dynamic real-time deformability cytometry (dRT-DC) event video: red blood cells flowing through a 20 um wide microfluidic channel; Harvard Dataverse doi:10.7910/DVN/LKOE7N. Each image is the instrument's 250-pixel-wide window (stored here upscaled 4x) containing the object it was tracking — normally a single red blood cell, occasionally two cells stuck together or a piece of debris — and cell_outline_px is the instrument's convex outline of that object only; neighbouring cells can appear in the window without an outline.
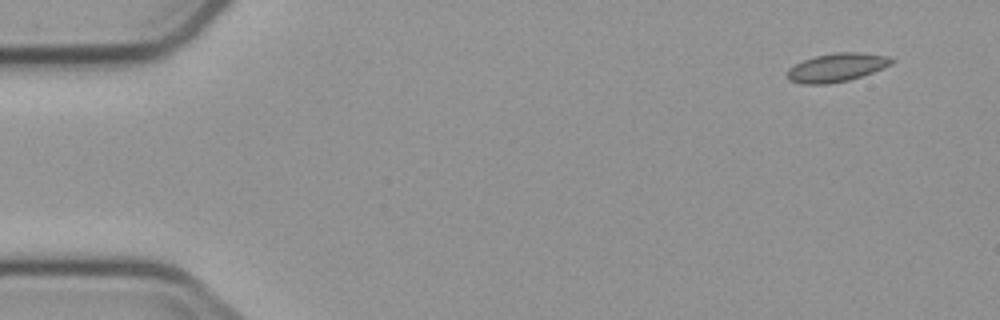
{"species": "common noctule bat (a hibernating species)", "species_latin": "Nyctalus noctula", "temperature_condition": "cold", "stored_images_in_passage": 6, "camera_frame_rate_fps": 3000, "um_per_image_px": 0.085, "animal": {"sex": "male", "body_mass_g": 23.1, "forearm_length_mm": 52.7}, "frame": {"image": 1, "passage_image": 1, "time_ms": 0.0, "image_size_px": [1000, 320], "cell_outline_px": [[896, 60], [892, 64], [884, 68], [848, 80], [828, 84], [804, 84], [788, 80], [788, 68], [804, 60], [816, 56], [836, 52], [860, 52], [888, 56]], "centroid_in_image_um": [71.14, 5.73], "position_along_channel_um": 13.9, "area_um2": 17.22}}
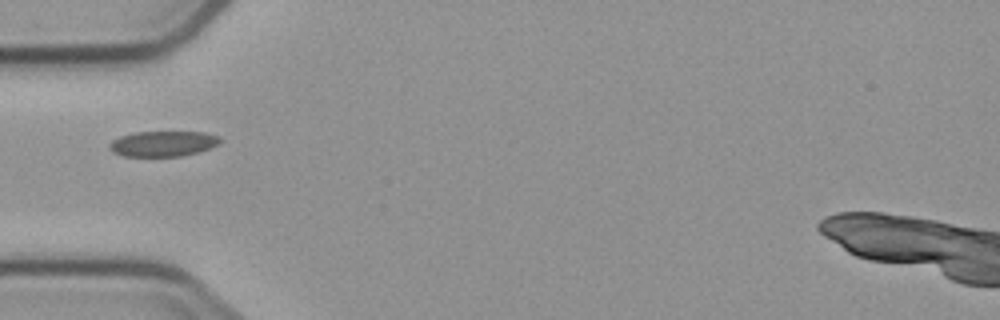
{"frame": {"image": 2, "passage_image": 5, "time_ms": 4.667, "image_size_px": [1000, 320], "cell_outline_px": [[220, 144], [196, 152], [180, 156], [124, 156], [112, 152], [108, 144], [112, 140], [120, 136], [136, 132], [204, 132], [220, 136]], "centroid_in_image_um": [13.84, 12.21], "position_along_channel_um": 71.2, "area_um2": 16.3}}
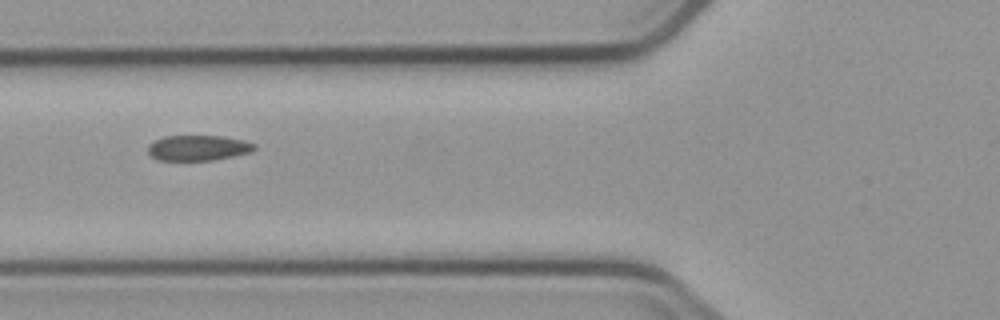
{"frame": {"image": 3, "passage_image": 6, "time_ms": 5.667, "image_size_px": [1000, 320], "cell_outline_px": [[256, 148], [252, 152], [212, 160], [156, 160], [148, 152], [148, 144], [164, 136], [224, 136], [244, 140], [256, 144]], "centroid_in_image_um": [16.85, 12.56], "position_along_channel_um": 108.9, "area_um2": 15.78}}